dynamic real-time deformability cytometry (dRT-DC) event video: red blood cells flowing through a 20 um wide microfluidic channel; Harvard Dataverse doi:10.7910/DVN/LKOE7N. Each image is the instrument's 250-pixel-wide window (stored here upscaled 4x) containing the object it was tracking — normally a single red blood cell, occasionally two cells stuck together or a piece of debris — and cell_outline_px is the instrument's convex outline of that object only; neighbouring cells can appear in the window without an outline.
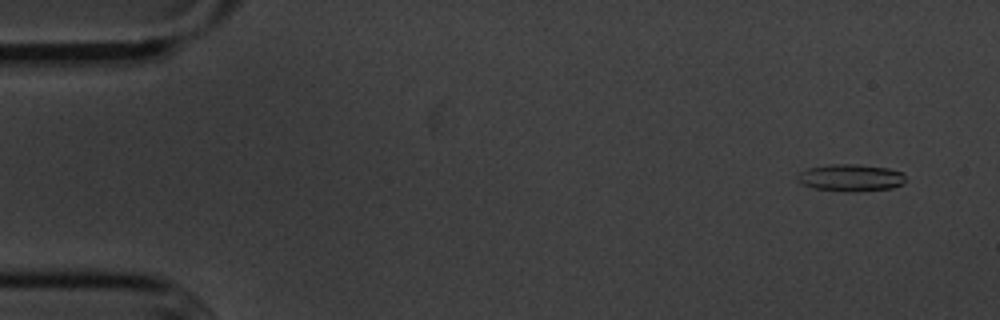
{"species": "common noctule bat (a hibernating species)", "species_latin": "Nyctalus noctula", "temperature_condition": "cold", "stored_images_in_passage": 54, "camera_frame_rate_fps": 3000, "um_per_image_px": 0.085, "animal": {"sex": "male", "body_mass_g": 20.1, "forearm_length_mm": 53.5}, "frame": {"image": 1, "passage_image": 2, "time_ms": 0.333, "image_size_px": [1000, 320], "cell_outline_px": [[904, 184], [892, 188], [848, 192], [844, 192], [816, 188], [804, 184], [796, 180], [796, 176], [800, 172], [808, 168], [832, 164], [856, 164], [888, 168], [904, 172]], "centroid_in_image_um": [72.33, 15.1], "position_along_channel_um": 12.7, "area_um2": 17.05}}
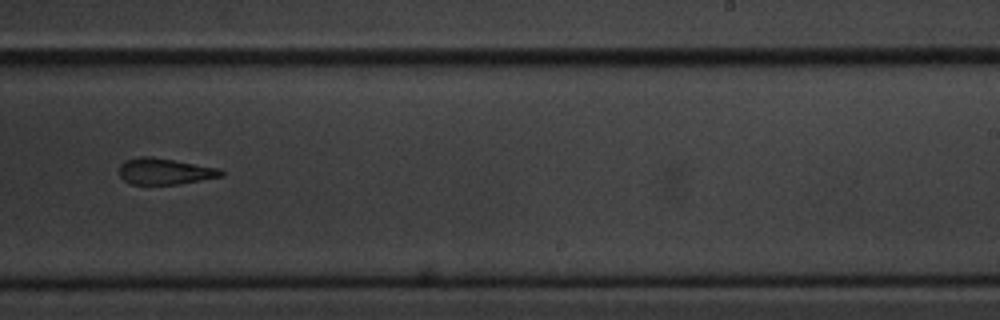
{"frame": {"image": 2, "passage_image": 33, "time_ms": 10.667, "image_size_px": [1000, 320], "cell_outline_px": [[224, 176], [176, 184], [132, 184], [124, 180], [120, 176], [120, 164], [124, 160], [140, 156], [152, 156], [220, 168], [224, 172]], "centroid_in_image_um": [14.01, 14.55], "position_along_channel_um": 275.0, "area_um2": 15.61}}
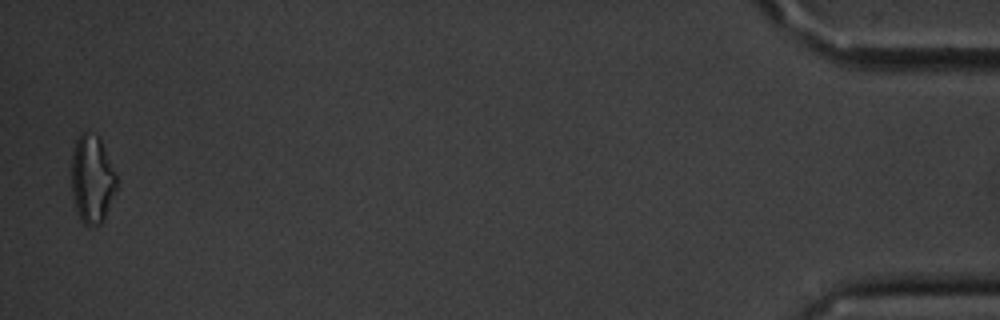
{"frame": {"image": 3, "passage_image": 53, "time_ms": 17.333, "image_size_px": [1000, 320], "cell_outline_px": [[116, 192], [104, 220], [100, 224], [84, 224], [80, 220], [76, 208], [72, 192], [72, 152], [76, 140], [80, 132], [84, 132], [100, 136], [116, 172]], "centroid_in_image_um": [7.85, 15.2], "position_along_channel_um": 427.4, "area_um2": 23.29}, "authors_computed_cell_mechanics": {"area_um2": 17.051, "velocity_mm_per_s": 3.6167, "shape_relaxation_time_tau1_ms": 4.6021, "shape_relaxation_time_tau2_ms": 3.8417, "deformation_change_tau1": 0.1182, "deformation_change_tau2": 0.1392}}